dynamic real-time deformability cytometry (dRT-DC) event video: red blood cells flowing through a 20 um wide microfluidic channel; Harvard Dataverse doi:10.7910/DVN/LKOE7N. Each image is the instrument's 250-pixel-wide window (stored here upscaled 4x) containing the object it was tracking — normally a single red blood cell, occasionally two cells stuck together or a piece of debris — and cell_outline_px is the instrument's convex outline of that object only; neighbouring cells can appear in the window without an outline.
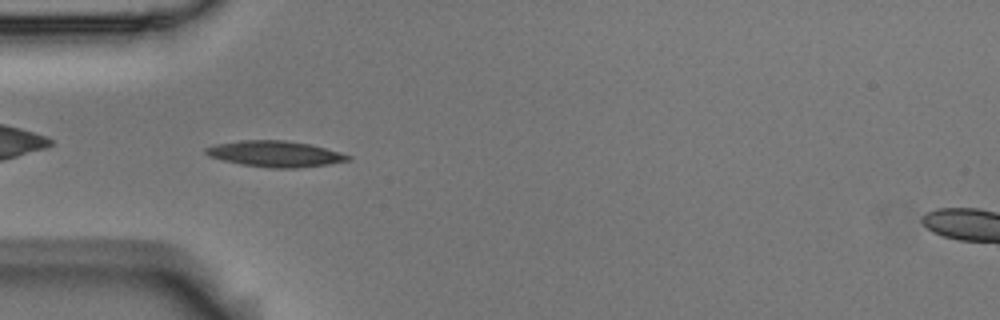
{"species": "Egyptian fruit bat (a non-hibernating species)", "species_latin": "Rousettus aegyptiacus", "temperature_condition": "room temperature", "stored_images_in_passage": 6, "camera_frame_rate_fps": 3000, "um_per_image_px": 0.085, "animal": {"sex": "male"}, "frame": {"image": 1, "passage_image": 5, "time_ms": 1.333, "image_size_px": [1000, 320], "cell_outline_px": [[352, 160], [328, 164], [296, 168], [268, 168], [240, 164], [208, 156], [204, 152], [204, 148], [216, 144], [240, 140], [284, 140], [312, 144], [340, 152], [352, 156]], "centroid_in_image_um": [23.4, 13.08], "position_along_channel_um": 61.6, "area_um2": 21.68}}
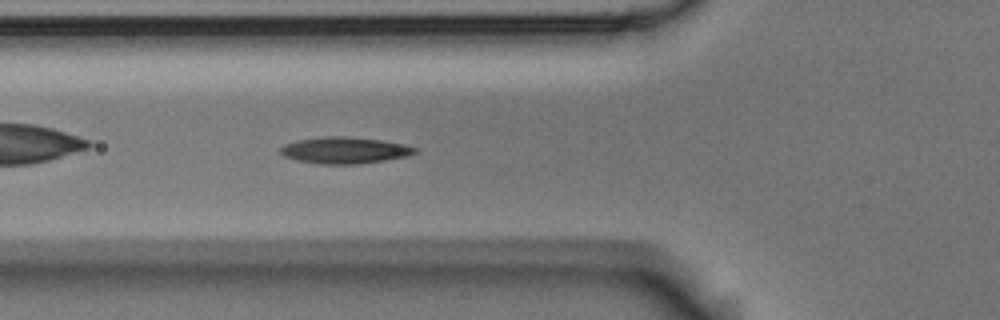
{"frame": {"image": 2, "passage_image": 6, "time_ms": 1.667, "image_size_px": [1000, 320], "cell_outline_px": [[416, 152], [408, 156], [360, 164], [316, 164], [296, 160], [284, 156], [280, 152], [280, 148], [284, 144], [300, 140], [324, 136], [344, 136], [384, 140], [404, 144], [416, 148]], "centroid_in_image_um": [29.29, 12.78], "position_along_channel_um": 96.5, "area_um2": 20.81}}